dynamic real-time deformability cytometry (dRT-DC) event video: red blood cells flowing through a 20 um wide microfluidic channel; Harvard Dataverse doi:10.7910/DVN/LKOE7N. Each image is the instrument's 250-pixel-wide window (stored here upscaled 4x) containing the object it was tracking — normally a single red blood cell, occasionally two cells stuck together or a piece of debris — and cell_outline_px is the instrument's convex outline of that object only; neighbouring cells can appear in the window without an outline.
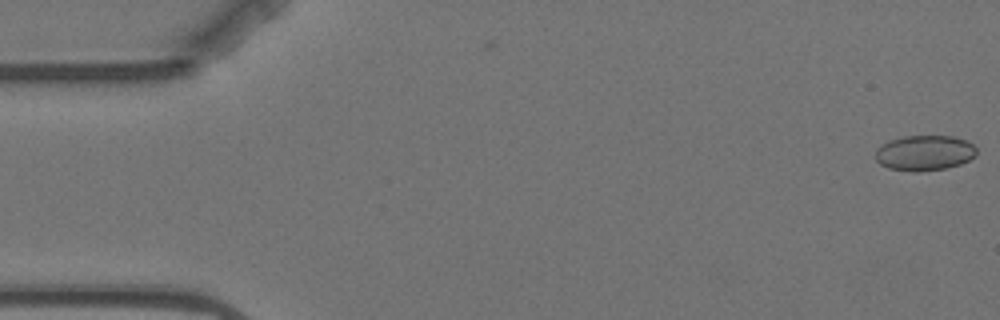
{"species": "Egyptian fruit bat (a non-hibernating species)", "species_latin": "Rousettus aegyptiacus", "temperature_condition": "warm", "stored_images_in_passage": 4, "camera_frame_rate_fps": 3000, "um_per_image_px": 0.085, "animal": {"sex": "female"}, "frame": {"image": 1, "passage_image": 1, "time_ms": 0.0, "image_size_px": [1000, 320], "cell_outline_px": [[976, 156], [960, 164], [944, 168], [920, 172], [912, 172], [888, 168], [880, 164], [876, 160], [876, 148], [888, 140], [904, 136], [952, 136], [968, 140], [976, 148]], "centroid_in_image_um": [78.57, 12.99], "position_along_channel_um": 6.4, "area_um2": 20.98}}
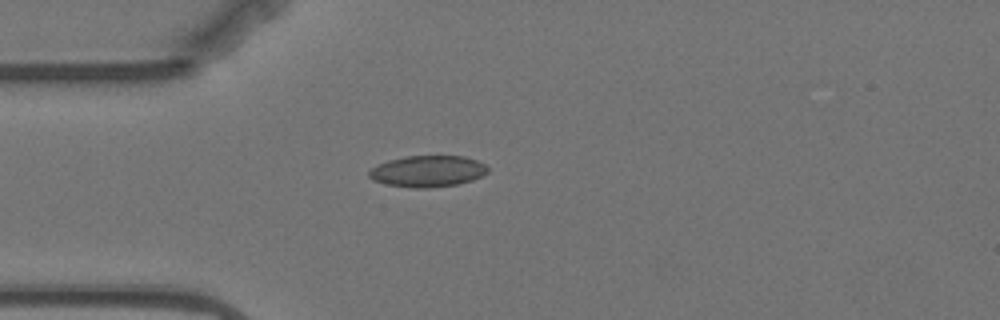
{"frame": {"image": 2, "passage_image": 4, "time_ms": 4.667, "image_size_px": [1000, 320], "cell_outline_px": [[488, 172], [472, 180], [456, 184], [428, 188], [416, 188], [384, 184], [372, 180], [368, 176], [368, 172], [376, 164], [388, 160], [404, 156], [464, 156], [476, 160], [484, 164], [488, 168]], "centroid_in_image_um": [36.31, 14.55], "position_along_channel_um": 48.7, "area_um2": 21.73}}